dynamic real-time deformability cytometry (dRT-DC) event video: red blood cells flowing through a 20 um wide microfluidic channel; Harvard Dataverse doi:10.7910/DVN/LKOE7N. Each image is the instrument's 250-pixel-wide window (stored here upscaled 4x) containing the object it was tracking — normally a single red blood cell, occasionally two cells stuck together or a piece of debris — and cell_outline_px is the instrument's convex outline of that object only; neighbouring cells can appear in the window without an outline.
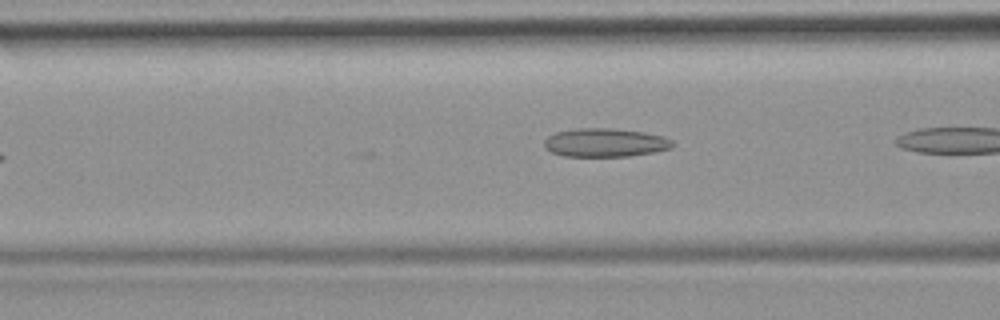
{"species": "common noctule bat (a hibernating species)", "species_latin": "Nyctalus noctula", "temperature_condition": "room temperature", "stored_images_in_passage": 7, "camera_frame_rate_fps": 3000, "um_per_image_px": 0.085, "animal": {"sex": "female", "body_mass_g": 19.9}, "frame": {"image": 1, "passage_image": 7, "time_ms": 7.0, "image_size_px": [1000, 320], "cell_outline_px": [[676, 144], [672, 148], [652, 152], [628, 156], [564, 156], [552, 152], [544, 148], [544, 140], [548, 136], [556, 132], [576, 128], [612, 128], [644, 132], [664, 136], [672, 140]], "centroid_in_image_um": [51.44, 12.11], "position_along_channel_um": 115.2, "area_um2": 21.44}}